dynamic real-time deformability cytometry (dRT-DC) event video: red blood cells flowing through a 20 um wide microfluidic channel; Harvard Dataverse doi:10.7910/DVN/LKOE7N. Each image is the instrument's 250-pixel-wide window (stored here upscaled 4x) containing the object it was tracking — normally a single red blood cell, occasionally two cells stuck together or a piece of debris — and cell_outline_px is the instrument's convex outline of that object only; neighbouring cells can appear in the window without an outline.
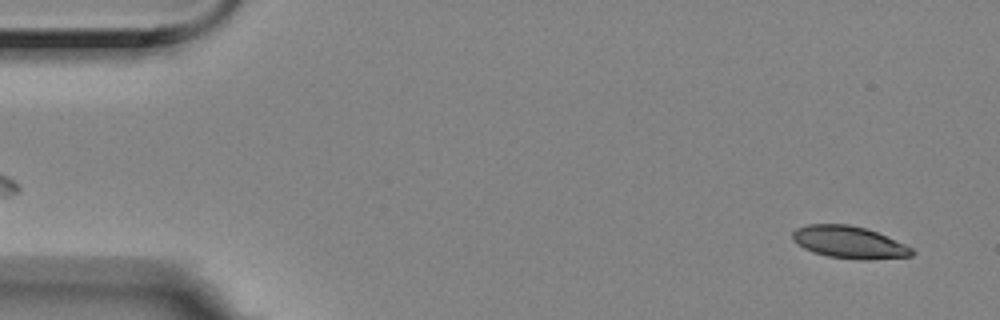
{"species": "Egyptian fruit bat (a non-hibernating species)", "species_latin": "Rousettus aegyptiacus", "temperature_condition": "room temperature", "stored_images_in_passage": 56, "segment_of_instrument_passage": [1, 2], "camera_frame_rate_fps": 3000, "um_per_image_px": 0.085, "animal": {"sex": "female"}, "frame": {"image": 1, "passage_image": 2, "time_ms": 0.333, "image_size_px": [1000, 320], "cell_outline_px": [[916, 252], [912, 256], [868, 260], [860, 260], [828, 256], [812, 252], [804, 248], [792, 240], [792, 232], [796, 228], [808, 224], [848, 224], [864, 228], [876, 232], [904, 244], [912, 248]], "centroid_in_image_um": [72.16, 20.6], "position_along_channel_um": 12.8, "area_um2": 22.37}}
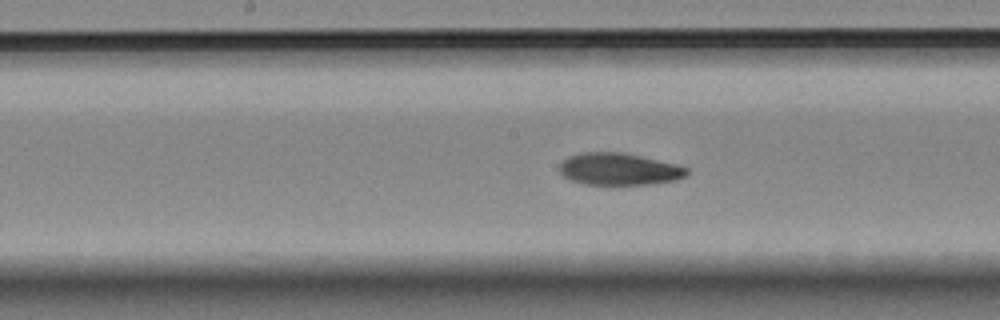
{"frame": {"image": 2, "passage_image": 27, "time_ms": 8.667, "image_size_px": [1000, 320], "cell_outline_px": [[688, 172], [684, 176], [676, 180], [648, 184], [584, 184], [572, 180], [564, 176], [560, 172], [560, 164], [568, 156], [580, 152], [620, 152], [640, 156], [676, 164], [688, 168]], "centroid_in_image_um": [52.6, 14.37], "position_along_channel_um": 195.6, "area_um2": 23.52}}
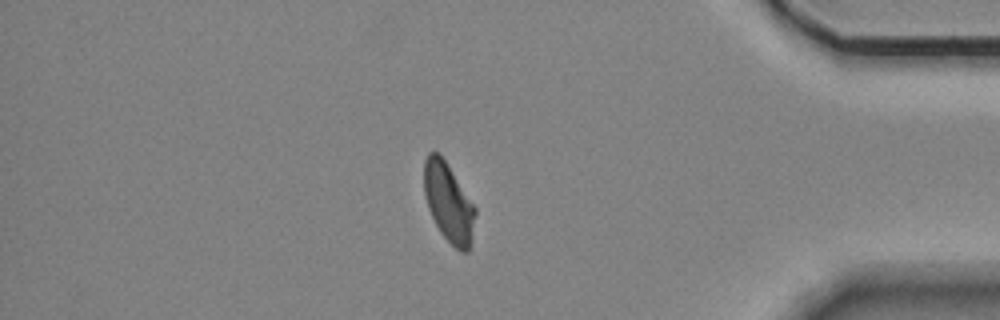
{"frame": {"image": 3, "passage_image": 47, "time_ms": 15.333, "image_size_px": [1000, 320], "cell_outline_px": [[476, 212], [472, 240], [468, 252], [460, 252], [440, 232], [428, 208], [424, 192], [424, 160], [428, 152], [436, 152], [444, 160], [476, 208]], "centroid_in_image_um": [38.13, 17.24], "position_along_channel_um": 397.1, "area_um2": 23.18}}